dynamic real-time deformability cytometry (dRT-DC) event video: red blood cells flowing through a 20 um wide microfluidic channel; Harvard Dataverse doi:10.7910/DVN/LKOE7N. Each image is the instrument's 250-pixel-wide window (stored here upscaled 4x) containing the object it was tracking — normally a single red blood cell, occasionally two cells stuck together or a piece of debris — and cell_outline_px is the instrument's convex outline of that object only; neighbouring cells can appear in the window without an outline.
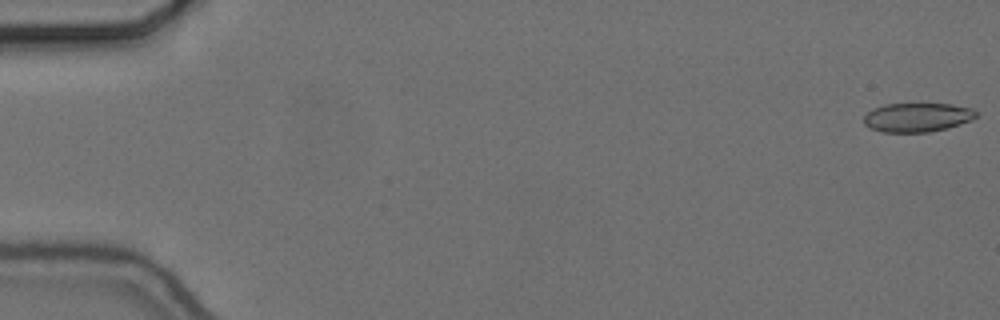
{"species": "common noctule bat (a hibernating species)", "species_latin": "Nyctalus noctula", "temperature_condition": "cold", "stored_images_in_passage": 56, "camera_frame_rate_fps": 3000, "um_per_image_px": 0.085, "animal": {"sex": "female", "body_mass_g": 24.6, "forearm_length_mm": 56.2}, "frame": {"image": 1, "passage_image": 1, "time_ms": 0.0, "image_size_px": [1000, 320], "cell_outline_px": [[976, 116], [960, 124], [948, 128], [928, 132], [884, 132], [868, 128], [864, 124], [864, 116], [872, 108], [884, 104], [952, 104], [972, 108], [976, 112]], "centroid_in_image_um": [77.92, 9.97], "position_along_channel_um": 7.1, "area_um2": 18.96}}
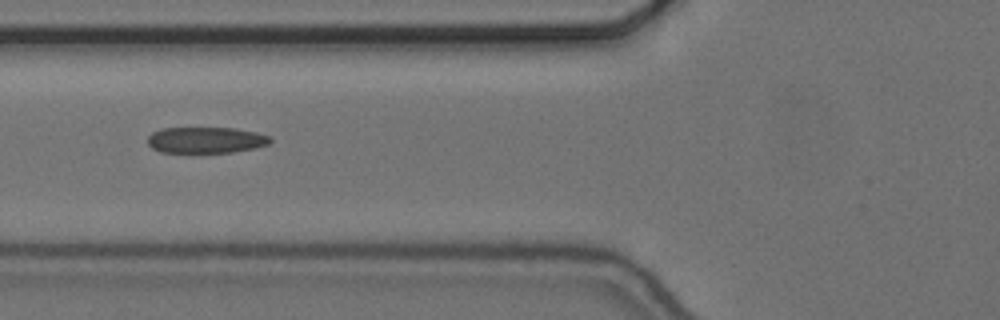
{"frame": {"image": 2, "passage_image": 22, "time_ms": 7.0, "image_size_px": [1000, 320], "cell_outline_px": [[272, 140], [268, 144], [256, 148], [232, 152], [160, 152], [152, 148], [148, 144], [148, 136], [152, 132], [164, 128], [236, 128], [256, 132], [272, 136]], "centroid_in_image_um": [17.53, 11.9], "position_along_channel_um": 108.3, "area_um2": 18.73}}
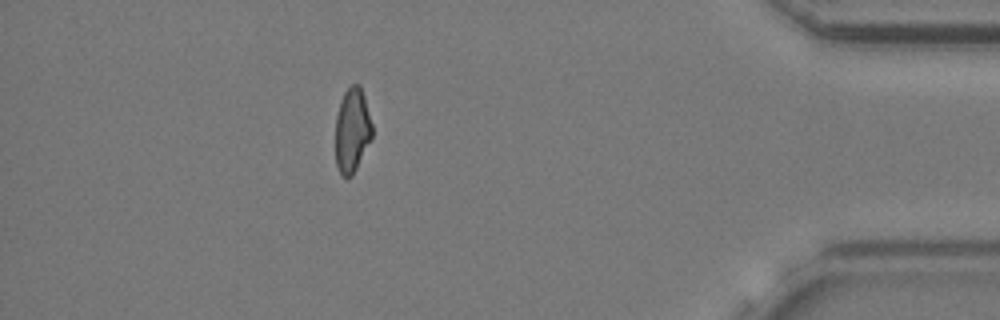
{"frame": {"image": 3, "passage_image": 50, "time_ms": 16.333, "image_size_px": [1000, 320], "cell_outline_px": [[372, 136], [352, 176], [340, 176], [336, 164], [336, 116], [340, 100], [344, 92], [352, 84], [360, 84], [364, 96], [372, 124]], "centroid_in_image_um": [29.92, 11.05], "position_along_channel_um": 405.3, "area_um2": 17.92}, "authors_computed_cell_mechanics": {"area_um2": 19.4208, "velocity_mm_per_s": 3.6825, "shape_relaxation_time_tau1_ms": 3.6088, "shape_relaxation_time_tau2_ms": 1.9966, "deformation_change_tau1": 0.1288, "deformation_change_tau2": 0.1068}}